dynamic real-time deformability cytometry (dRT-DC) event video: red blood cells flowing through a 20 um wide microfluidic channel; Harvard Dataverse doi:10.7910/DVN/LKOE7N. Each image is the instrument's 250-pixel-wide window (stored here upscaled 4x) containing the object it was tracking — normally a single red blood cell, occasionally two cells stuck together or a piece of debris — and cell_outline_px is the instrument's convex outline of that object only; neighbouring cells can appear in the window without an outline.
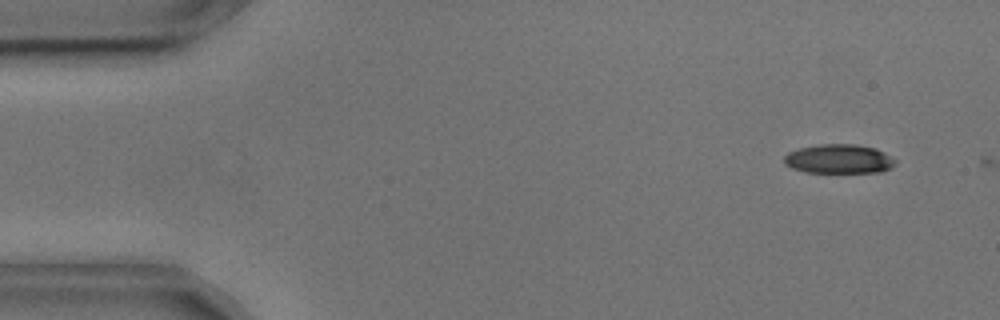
{"species": "common noctule bat (a hibernating species)", "species_latin": "Nyctalus noctula", "temperature_condition": "cold", "stored_images_in_passage": 6, "camera_frame_rate_fps": 3000, "um_per_image_px": 0.085, "animal": {"sex": "male", "body_mass_g": 17.9, "forearm_length_mm": 54.2}, "frame": {"image": 1, "passage_image": 4, "time_ms": 1.0, "image_size_px": [1000, 320], "cell_outline_px": [[896, 164], [892, 168], [880, 172], [804, 172], [792, 168], [784, 164], [784, 156], [788, 152], [800, 148], [820, 144], [856, 144], [876, 148], [892, 156], [896, 160]], "centroid_in_image_um": [71.33, 13.51], "position_along_channel_um": 13.7, "area_um2": 19.07}}